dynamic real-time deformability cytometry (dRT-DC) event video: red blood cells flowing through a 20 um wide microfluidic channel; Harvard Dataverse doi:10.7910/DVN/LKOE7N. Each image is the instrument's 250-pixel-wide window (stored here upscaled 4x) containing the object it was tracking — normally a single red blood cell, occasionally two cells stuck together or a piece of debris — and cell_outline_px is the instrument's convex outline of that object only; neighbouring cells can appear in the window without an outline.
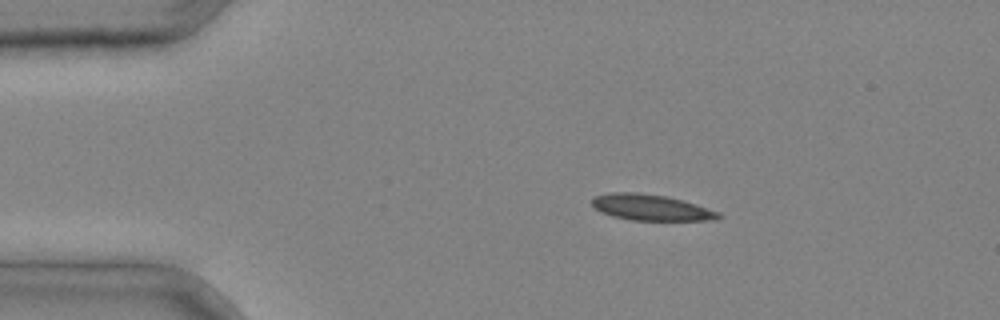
{"species": "common noctule bat (a hibernating species)", "species_latin": "Nyctalus noctula", "temperature_condition": "cold", "stored_images_in_passage": 1, "camera_frame_rate_fps": 3000, "um_per_image_px": 0.085, "animal": {"sex": "male", "body_mass_g": 20.4}, "frame": {"image": 1, "passage_image": 1, "time_ms": 0.0, "image_size_px": [1000, 320], "cell_outline_px": [[724, 216], [716, 220], [632, 220], [612, 216], [600, 212], [592, 204], [592, 196], [612, 192], [636, 192], [668, 196], [684, 200], [720, 212]], "centroid_in_image_um": [55.35, 17.63], "position_along_channel_um": 29.6, "area_um2": 19.36}}